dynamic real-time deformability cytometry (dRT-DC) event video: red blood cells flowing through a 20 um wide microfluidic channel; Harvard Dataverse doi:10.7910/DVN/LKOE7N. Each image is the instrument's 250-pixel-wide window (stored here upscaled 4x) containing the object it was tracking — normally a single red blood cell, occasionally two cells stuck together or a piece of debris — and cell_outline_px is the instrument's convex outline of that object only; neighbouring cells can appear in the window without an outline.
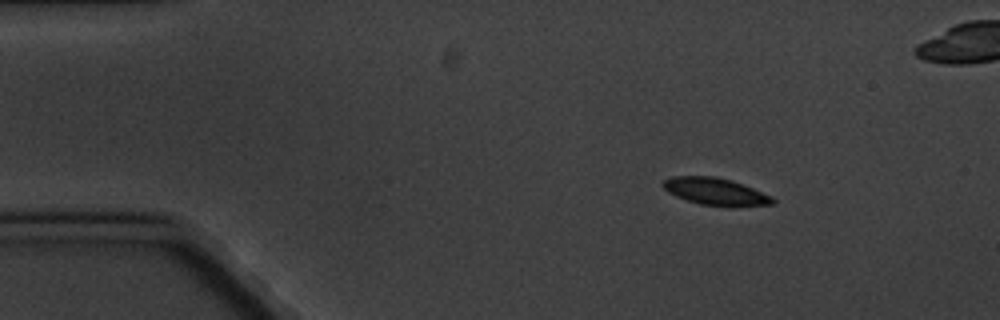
{"species": "common noctule bat (a hibernating species)", "species_latin": "Nyctalus noctula", "temperature_condition": "cold", "stored_images_in_passage": 7, "camera_frame_rate_fps": 3000, "um_per_image_px": 0.085, "animal": {"sex": "male", "body_mass_g": 20.1, "forearm_length_mm": 53.5}, "frame": {"image": 1, "passage_image": 1, "time_ms": 0.0, "image_size_px": [1000, 320], "cell_outline_px": [[776, 204], [700, 204], [676, 196], [668, 192], [660, 184], [664, 180], [672, 176], [716, 176], [732, 180], [772, 196], [776, 200]], "centroid_in_image_um": [60.75, 16.22], "position_along_channel_um": 24.2, "area_um2": 16.65}}